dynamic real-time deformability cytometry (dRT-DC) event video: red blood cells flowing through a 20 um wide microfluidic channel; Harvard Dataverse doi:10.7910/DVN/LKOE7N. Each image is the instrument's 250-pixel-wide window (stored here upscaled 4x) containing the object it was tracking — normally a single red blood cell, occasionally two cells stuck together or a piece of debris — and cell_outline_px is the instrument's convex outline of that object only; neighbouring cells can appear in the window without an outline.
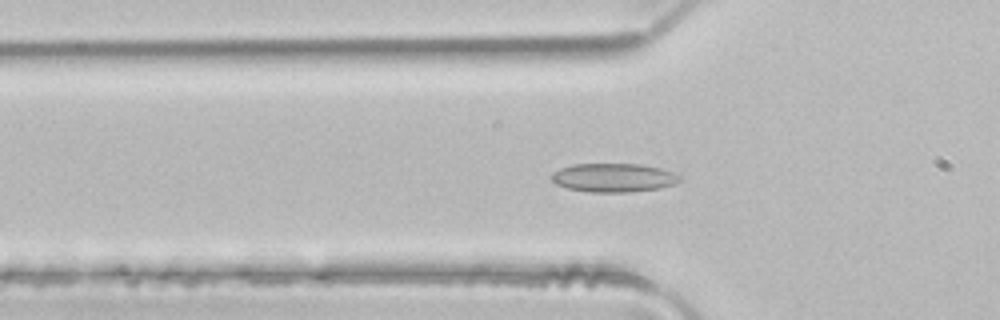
{"species": "common noctule bat (a hibernating species)", "species_latin": "Nyctalus noctula", "temperature_condition": "room temperature", "stored_images_in_passage": 49, "camera_frame_rate_fps": 3000, "um_per_image_px": 0.085, "animal": {"sex": "male", "body_mass_g": 21.5, "forearm_length_mm": 52.0}, "frame": {"image": 1, "passage_image": 16, "time_ms": 5.0, "image_size_px": [1000, 320], "cell_outline_px": [[680, 180], [676, 184], [660, 188], [628, 192], [588, 192], [568, 188], [556, 184], [552, 180], [552, 172], [560, 168], [572, 164], [640, 164], [660, 168], [672, 172], [680, 176]], "centroid_in_image_um": [52.15, 15.1], "position_along_channel_um": 73.7, "area_um2": 21.44}}
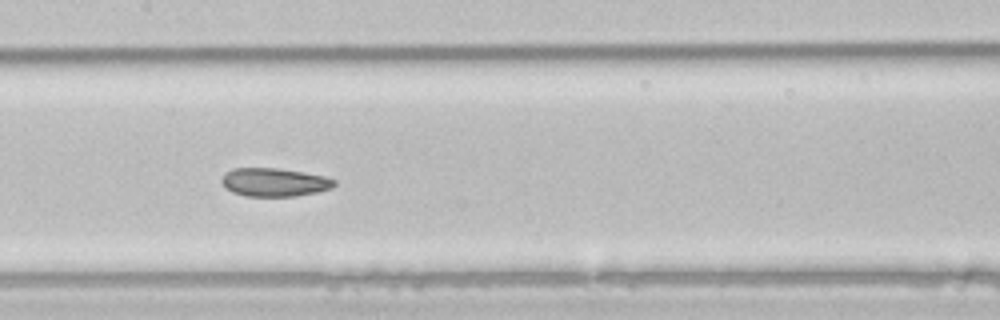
{"frame": {"image": 2, "passage_image": 24, "time_ms": 7.667, "image_size_px": [1000, 320], "cell_outline_px": [[336, 184], [332, 188], [316, 192], [296, 196], [244, 196], [232, 192], [224, 188], [220, 180], [224, 172], [232, 168], [276, 168], [324, 176], [336, 180]], "centroid_in_image_um": [23.26, 15.49], "position_along_channel_um": 184.1, "area_um2": 18.73}}
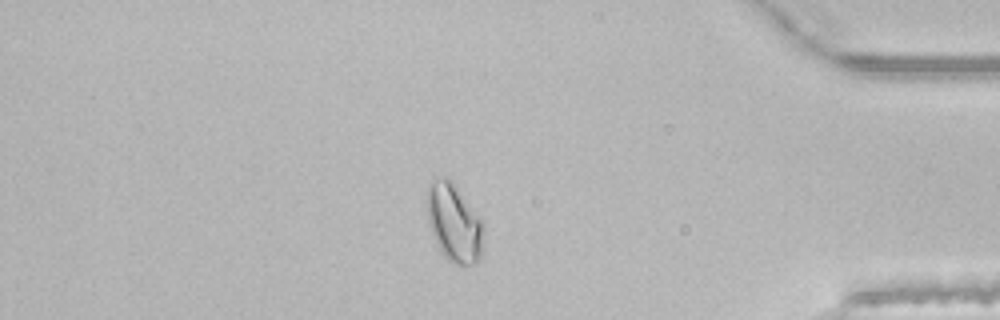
{"frame": {"image": 3, "passage_image": 42, "time_ms": 13.667, "image_size_px": [1000, 320], "cell_outline_px": [[484, 228], [480, 256], [476, 264], [452, 264], [444, 256], [432, 232], [428, 220], [428, 184], [432, 176], [448, 176], [480, 216], [484, 224]], "centroid_in_image_um": [38.6, 18.88], "position_along_channel_um": 396.6, "area_um2": 25.78}, "authors_computed_cell_mechanics": {"area_um2": 21.4438, "velocity_mm_per_s": 4.1115, "shape_relaxation_time_tau1_ms": null, "shape_relaxation_time_tau2_ms": 2.3109, "deformation_change_tau1": null, "deformation_change_tau2": 0.0726}}